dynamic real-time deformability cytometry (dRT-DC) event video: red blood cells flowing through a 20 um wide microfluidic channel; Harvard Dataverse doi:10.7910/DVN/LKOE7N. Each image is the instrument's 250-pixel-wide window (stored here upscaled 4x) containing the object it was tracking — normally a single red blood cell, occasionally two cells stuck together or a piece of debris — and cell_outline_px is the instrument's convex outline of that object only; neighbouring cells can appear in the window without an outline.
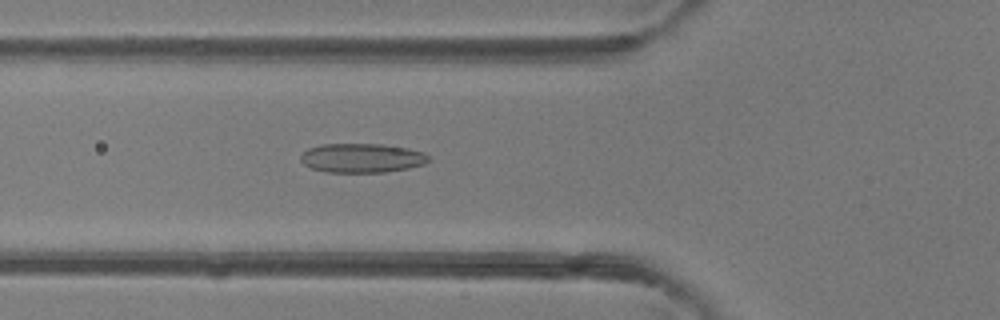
{"species": "common noctule bat (a hibernating species)", "species_latin": "Nyctalus noctula", "temperature_condition": "room temperature", "stored_images_in_passage": 44, "camera_frame_rate_fps": 3000, "um_per_image_px": 0.085, "animal": {"sex": "female"}, "frame": {"image": 1, "passage_image": 13, "time_ms": 4.0, "image_size_px": [1000, 320], "cell_outline_px": [[428, 160], [424, 164], [408, 168], [384, 172], [328, 172], [312, 168], [304, 164], [300, 160], [300, 156], [308, 148], [320, 144], [384, 144], [408, 148], [424, 152], [428, 156]], "centroid_in_image_um": [30.75, 13.42], "position_along_channel_um": 95.1, "area_um2": 21.73}}
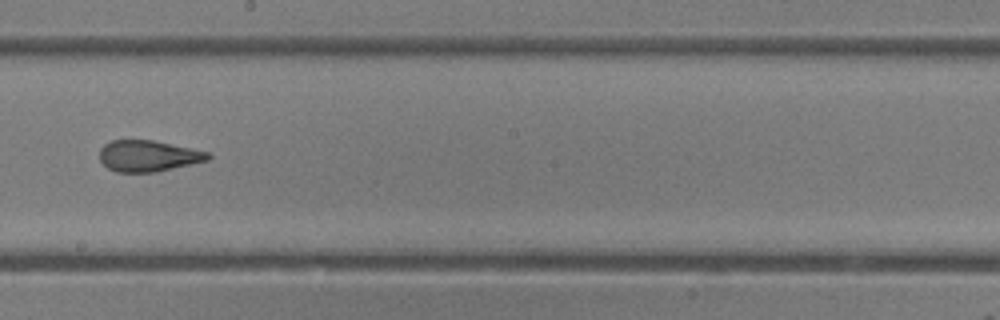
{"frame": {"image": 2, "passage_image": 23, "time_ms": 7.333, "image_size_px": [1000, 320], "cell_outline_px": [[212, 156], [208, 160], [156, 172], [116, 172], [108, 168], [100, 160], [100, 148], [104, 144], [112, 140], [152, 140], [208, 152]], "centroid_in_image_um": [12.57, 13.26], "position_along_channel_um": 235.6, "area_um2": 19.54}}
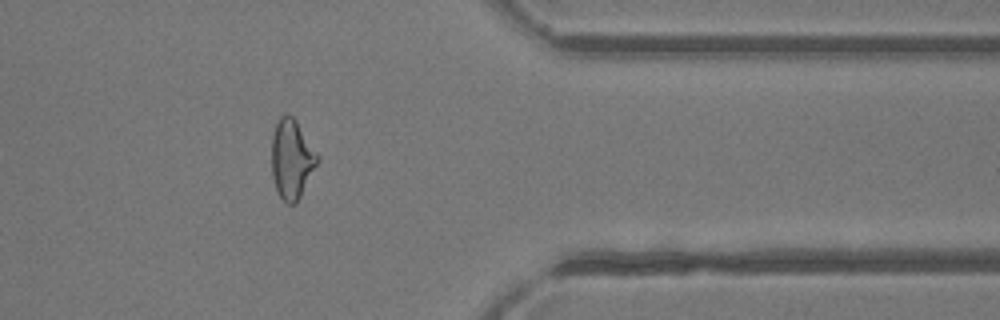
{"frame": {"image": 3, "passage_image": 35, "time_ms": 11.333, "image_size_px": [1000, 320], "cell_outline_px": [[320, 160], [296, 204], [288, 204], [280, 196], [276, 188], [272, 176], [272, 136], [276, 124], [280, 116], [288, 112], [296, 120], [320, 156]], "centroid_in_image_um": [24.82, 13.5], "position_along_channel_um": 386.6, "area_um2": 21.27}, "authors_computed_cell_mechanics": {"area_um2": 21.2704, "velocity_mm_per_s": 4.1955, "shape_relaxation_time_tau1_ms": null, "shape_relaxation_time_tau2_ms": 1.3542, "deformation_change_tau1": null, "deformation_change_tau2": 0.0927}}